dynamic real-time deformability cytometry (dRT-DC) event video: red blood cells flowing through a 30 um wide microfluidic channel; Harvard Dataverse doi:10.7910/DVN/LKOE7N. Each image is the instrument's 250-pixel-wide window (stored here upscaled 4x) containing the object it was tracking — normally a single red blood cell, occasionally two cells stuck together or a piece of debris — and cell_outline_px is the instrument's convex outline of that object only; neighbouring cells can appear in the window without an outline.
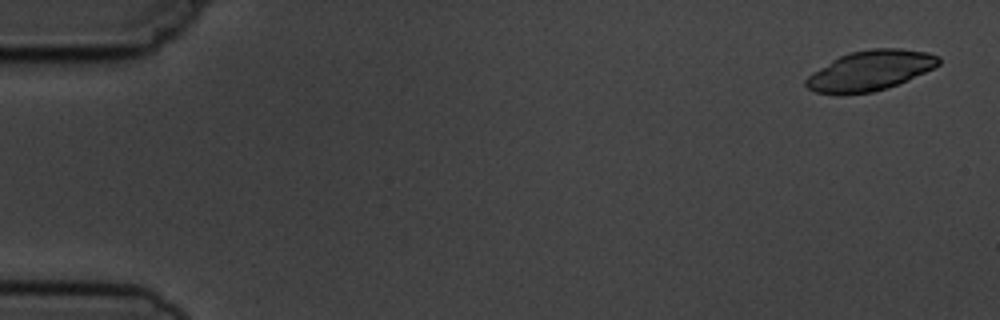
{"species": "common noctule bat (a hibernating species)", "species_latin": "Nyctalus noctula", "temperature_condition": "cold", "stored_images_in_passage": 5, "camera_frame_rate_fps": 3000, "um_per_image_px": 0.085, "animal": {"sex": "male", "body_mass_g": 19.5, "forearm_length_mm": 54.6}, "frame": {"image": 1, "passage_image": 1, "time_ms": 0.0, "image_size_px": [1000, 320], "cell_outline_px": [[940, 64], [908, 80], [888, 88], [872, 92], [844, 96], [836, 96], [816, 92], [808, 88], [804, 84], [804, 80], [812, 72], [832, 60], [848, 52], [872, 48], [900, 48], [928, 52], [940, 56]], "centroid_in_image_um": [73.93, 6.02], "position_along_channel_um": 11.1, "area_um2": 31.44}}